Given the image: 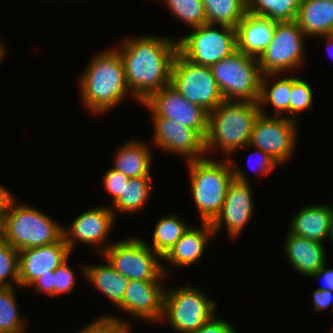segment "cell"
I'll return each instance as SVG.
<instances>
[{
	"label": "cell",
	"mask_w": 333,
	"mask_h": 333,
	"mask_svg": "<svg viewBox=\"0 0 333 333\" xmlns=\"http://www.w3.org/2000/svg\"><path fill=\"white\" fill-rule=\"evenodd\" d=\"M116 48L120 54L131 97L139 103L170 84L177 39L159 36L125 38Z\"/></svg>",
	"instance_id": "obj_1"
},
{
	"label": "cell",
	"mask_w": 333,
	"mask_h": 333,
	"mask_svg": "<svg viewBox=\"0 0 333 333\" xmlns=\"http://www.w3.org/2000/svg\"><path fill=\"white\" fill-rule=\"evenodd\" d=\"M79 78L81 102L93 114H105L131 96L116 47L95 55Z\"/></svg>",
	"instance_id": "obj_2"
},
{
	"label": "cell",
	"mask_w": 333,
	"mask_h": 333,
	"mask_svg": "<svg viewBox=\"0 0 333 333\" xmlns=\"http://www.w3.org/2000/svg\"><path fill=\"white\" fill-rule=\"evenodd\" d=\"M260 113L258 102L224 100L209 112L205 152L220 148L226 158H231L238 148L249 144Z\"/></svg>",
	"instance_id": "obj_3"
},
{
	"label": "cell",
	"mask_w": 333,
	"mask_h": 333,
	"mask_svg": "<svg viewBox=\"0 0 333 333\" xmlns=\"http://www.w3.org/2000/svg\"><path fill=\"white\" fill-rule=\"evenodd\" d=\"M13 199L1 223V237L13 248L23 249L49 245L63 237V226L47 214Z\"/></svg>",
	"instance_id": "obj_4"
},
{
	"label": "cell",
	"mask_w": 333,
	"mask_h": 333,
	"mask_svg": "<svg viewBox=\"0 0 333 333\" xmlns=\"http://www.w3.org/2000/svg\"><path fill=\"white\" fill-rule=\"evenodd\" d=\"M186 163L201 222L211 223L221 211L227 189L234 180L232 162L230 158L218 162L204 157Z\"/></svg>",
	"instance_id": "obj_5"
},
{
	"label": "cell",
	"mask_w": 333,
	"mask_h": 333,
	"mask_svg": "<svg viewBox=\"0 0 333 333\" xmlns=\"http://www.w3.org/2000/svg\"><path fill=\"white\" fill-rule=\"evenodd\" d=\"M210 69L224 100L258 102L263 74L257 58L236 49Z\"/></svg>",
	"instance_id": "obj_6"
},
{
	"label": "cell",
	"mask_w": 333,
	"mask_h": 333,
	"mask_svg": "<svg viewBox=\"0 0 333 333\" xmlns=\"http://www.w3.org/2000/svg\"><path fill=\"white\" fill-rule=\"evenodd\" d=\"M191 285L165 288L163 316L177 333H194L216 313V301Z\"/></svg>",
	"instance_id": "obj_7"
},
{
	"label": "cell",
	"mask_w": 333,
	"mask_h": 333,
	"mask_svg": "<svg viewBox=\"0 0 333 333\" xmlns=\"http://www.w3.org/2000/svg\"><path fill=\"white\" fill-rule=\"evenodd\" d=\"M101 256L129 280L163 281L167 274L160 261L163 259L147 242L136 237L112 242Z\"/></svg>",
	"instance_id": "obj_8"
},
{
	"label": "cell",
	"mask_w": 333,
	"mask_h": 333,
	"mask_svg": "<svg viewBox=\"0 0 333 333\" xmlns=\"http://www.w3.org/2000/svg\"><path fill=\"white\" fill-rule=\"evenodd\" d=\"M215 26L207 23L180 37L178 52L190 62L208 67L229 56L237 49L236 29Z\"/></svg>",
	"instance_id": "obj_9"
},
{
	"label": "cell",
	"mask_w": 333,
	"mask_h": 333,
	"mask_svg": "<svg viewBox=\"0 0 333 333\" xmlns=\"http://www.w3.org/2000/svg\"><path fill=\"white\" fill-rule=\"evenodd\" d=\"M305 38L295 20L276 22L272 39L258 58L261 73L282 75L301 67L305 58Z\"/></svg>",
	"instance_id": "obj_10"
},
{
	"label": "cell",
	"mask_w": 333,
	"mask_h": 333,
	"mask_svg": "<svg viewBox=\"0 0 333 333\" xmlns=\"http://www.w3.org/2000/svg\"><path fill=\"white\" fill-rule=\"evenodd\" d=\"M170 84L189 102L208 112L224 101L210 67L190 62L179 52L172 64Z\"/></svg>",
	"instance_id": "obj_11"
},
{
	"label": "cell",
	"mask_w": 333,
	"mask_h": 333,
	"mask_svg": "<svg viewBox=\"0 0 333 333\" xmlns=\"http://www.w3.org/2000/svg\"><path fill=\"white\" fill-rule=\"evenodd\" d=\"M297 129V121L286 116L260 113L254 123L250 142L245 148H258L282 165L290 159L295 150Z\"/></svg>",
	"instance_id": "obj_12"
},
{
	"label": "cell",
	"mask_w": 333,
	"mask_h": 333,
	"mask_svg": "<svg viewBox=\"0 0 333 333\" xmlns=\"http://www.w3.org/2000/svg\"><path fill=\"white\" fill-rule=\"evenodd\" d=\"M141 104L149 109L152 116L168 118L194 129L205 140L209 112L189 102L171 84L152 93Z\"/></svg>",
	"instance_id": "obj_13"
},
{
	"label": "cell",
	"mask_w": 333,
	"mask_h": 333,
	"mask_svg": "<svg viewBox=\"0 0 333 333\" xmlns=\"http://www.w3.org/2000/svg\"><path fill=\"white\" fill-rule=\"evenodd\" d=\"M230 162H233L234 180L227 189L221 211L210 224L214 234L218 235V231L225 223L231 239H236L250 221L254 212V203L248 177L244 171L234 166V161L230 159Z\"/></svg>",
	"instance_id": "obj_14"
},
{
	"label": "cell",
	"mask_w": 333,
	"mask_h": 333,
	"mask_svg": "<svg viewBox=\"0 0 333 333\" xmlns=\"http://www.w3.org/2000/svg\"><path fill=\"white\" fill-rule=\"evenodd\" d=\"M115 217L111 208L103 205L81 213L68 228H62L63 238L69 250L72 252L75 240H79L83 244L99 247L98 252L102 254L111 245L106 244L105 240L113 228Z\"/></svg>",
	"instance_id": "obj_15"
},
{
	"label": "cell",
	"mask_w": 333,
	"mask_h": 333,
	"mask_svg": "<svg viewBox=\"0 0 333 333\" xmlns=\"http://www.w3.org/2000/svg\"><path fill=\"white\" fill-rule=\"evenodd\" d=\"M151 118L155 128L153 142L159 149L183 155L187 162L204 158L205 140L194 129L168 118Z\"/></svg>",
	"instance_id": "obj_16"
},
{
	"label": "cell",
	"mask_w": 333,
	"mask_h": 333,
	"mask_svg": "<svg viewBox=\"0 0 333 333\" xmlns=\"http://www.w3.org/2000/svg\"><path fill=\"white\" fill-rule=\"evenodd\" d=\"M70 253L63 237L49 245L18 251L19 287L30 286L40 276L53 274Z\"/></svg>",
	"instance_id": "obj_17"
},
{
	"label": "cell",
	"mask_w": 333,
	"mask_h": 333,
	"mask_svg": "<svg viewBox=\"0 0 333 333\" xmlns=\"http://www.w3.org/2000/svg\"><path fill=\"white\" fill-rule=\"evenodd\" d=\"M161 281L129 280L119 310L147 322H160L163 316L165 288Z\"/></svg>",
	"instance_id": "obj_18"
},
{
	"label": "cell",
	"mask_w": 333,
	"mask_h": 333,
	"mask_svg": "<svg viewBox=\"0 0 333 333\" xmlns=\"http://www.w3.org/2000/svg\"><path fill=\"white\" fill-rule=\"evenodd\" d=\"M291 220L290 234L324 243L325 238H331L333 207L324 204L305 205Z\"/></svg>",
	"instance_id": "obj_19"
},
{
	"label": "cell",
	"mask_w": 333,
	"mask_h": 333,
	"mask_svg": "<svg viewBox=\"0 0 333 333\" xmlns=\"http://www.w3.org/2000/svg\"><path fill=\"white\" fill-rule=\"evenodd\" d=\"M286 236L284 250L282 251H285L284 255L297 273L309 278L327 262L326 249H324L323 243L302 238L289 232Z\"/></svg>",
	"instance_id": "obj_20"
},
{
	"label": "cell",
	"mask_w": 333,
	"mask_h": 333,
	"mask_svg": "<svg viewBox=\"0 0 333 333\" xmlns=\"http://www.w3.org/2000/svg\"><path fill=\"white\" fill-rule=\"evenodd\" d=\"M275 25L274 20L246 13L236 27L237 50L258 59L270 43Z\"/></svg>",
	"instance_id": "obj_21"
},
{
	"label": "cell",
	"mask_w": 333,
	"mask_h": 333,
	"mask_svg": "<svg viewBox=\"0 0 333 333\" xmlns=\"http://www.w3.org/2000/svg\"><path fill=\"white\" fill-rule=\"evenodd\" d=\"M201 225V228L188 227L163 259L178 268L197 263L206 250L208 241L215 235L209 222H201Z\"/></svg>",
	"instance_id": "obj_22"
},
{
	"label": "cell",
	"mask_w": 333,
	"mask_h": 333,
	"mask_svg": "<svg viewBox=\"0 0 333 333\" xmlns=\"http://www.w3.org/2000/svg\"><path fill=\"white\" fill-rule=\"evenodd\" d=\"M295 21L306 37L330 35L333 30V0H302Z\"/></svg>",
	"instance_id": "obj_23"
},
{
	"label": "cell",
	"mask_w": 333,
	"mask_h": 333,
	"mask_svg": "<svg viewBox=\"0 0 333 333\" xmlns=\"http://www.w3.org/2000/svg\"><path fill=\"white\" fill-rule=\"evenodd\" d=\"M114 158V166L111 168L127 177H152V155L146 142L131 139L119 148Z\"/></svg>",
	"instance_id": "obj_24"
},
{
	"label": "cell",
	"mask_w": 333,
	"mask_h": 333,
	"mask_svg": "<svg viewBox=\"0 0 333 333\" xmlns=\"http://www.w3.org/2000/svg\"><path fill=\"white\" fill-rule=\"evenodd\" d=\"M106 262L107 264L84 265L82 271L89 283L118 307L123 301L129 279Z\"/></svg>",
	"instance_id": "obj_25"
},
{
	"label": "cell",
	"mask_w": 333,
	"mask_h": 333,
	"mask_svg": "<svg viewBox=\"0 0 333 333\" xmlns=\"http://www.w3.org/2000/svg\"><path fill=\"white\" fill-rule=\"evenodd\" d=\"M274 76L279 74H265L261 78L260 96H259V110L261 114L267 115L264 111L265 105H271L275 114L273 116H283L286 112L289 113V102L292 91V77H284L278 79L270 87L268 80L270 77L274 79Z\"/></svg>",
	"instance_id": "obj_26"
},
{
	"label": "cell",
	"mask_w": 333,
	"mask_h": 333,
	"mask_svg": "<svg viewBox=\"0 0 333 333\" xmlns=\"http://www.w3.org/2000/svg\"><path fill=\"white\" fill-rule=\"evenodd\" d=\"M208 24L236 29L246 15V0H202Z\"/></svg>",
	"instance_id": "obj_27"
},
{
	"label": "cell",
	"mask_w": 333,
	"mask_h": 333,
	"mask_svg": "<svg viewBox=\"0 0 333 333\" xmlns=\"http://www.w3.org/2000/svg\"><path fill=\"white\" fill-rule=\"evenodd\" d=\"M152 177L130 178L124 186L122 195L110 207L114 214L116 210L119 213H134L143 209L147 203L152 188Z\"/></svg>",
	"instance_id": "obj_28"
},
{
	"label": "cell",
	"mask_w": 333,
	"mask_h": 333,
	"mask_svg": "<svg viewBox=\"0 0 333 333\" xmlns=\"http://www.w3.org/2000/svg\"><path fill=\"white\" fill-rule=\"evenodd\" d=\"M188 227L175 214L162 217L158 220L154 228L152 246H148L163 259L175 243L179 241Z\"/></svg>",
	"instance_id": "obj_29"
},
{
	"label": "cell",
	"mask_w": 333,
	"mask_h": 333,
	"mask_svg": "<svg viewBox=\"0 0 333 333\" xmlns=\"http://www.w3.org/2000/svg\"><path fill=\"white\" fill-rule=\"evenodd\" d=\"M302 0H246V13L276 22L296 20Z\"/></svg>",
	"instance_id": "obj_30"
},
{
	"label": "cell",
	"mask_w": 333,
	"mask_h": 333,
	"mask_svg": "<svg viewBox=\"0 0 333 333\" xmlns=\"http://www.w3.org/2000/svg\"><path fill=\"white\" fill-rule=\"evenodd\" d=\"M17 307L15 287H0V333L25 331V322Z\"/></svg>",
	"instance_id": "obj_31"
},
{
	"label": "cell",
	"mask_w": 333,
	"mask_h": 333,
	"mask_svg": "<svg viewBox=\"0 0 333 333\" xmlns=\"http://www.w3.org/2000/svg\"><path fill=\"white\" fill-rule=\"evenodd\" d=\"M173 16L191 28L207 24L202 0H163Z\"/></svg>",
	"instance_id": "obj_32"
},
{
	"label": "cell",
	"mask_w": 333,
	"mask_h": 333,
	"mask_svg": "<svg viewBox=\"0 0 333 333\" xmlns=\"http://www.w3.org/2000/svg\"><path fill=\"white\" fill-rule=\"evenodd\" d=\"M19 286L18 250L0 237V287Z\"/></svg>",
	"instance_id": "obj_33"
},
{
	"label": "cell",
	"mask_w": 333,
	"mask_h": 333,
	"mask_svg": "<svg viewBox=\"0 0 333 333\" xmlns=\"http://www.w3.org/2000/svg\"><path fill=\"white\" fill-rule=\"evenodd\" d=\"M313 91L309 83L299 77L292 76V91L289 102V119L297 121V115L305 109L313 108ZM295 116V117H294Z\"/></svg>",
	"instance_id": "obj_34"
},
{
	"label": "cell",
	"mask_w": 333,
	"mask_h": 333,
	"mask_svg": "<svg viewBox=\"0 0 333 333\" xmlns=\"http://www.w3.org/2000/svg\"><path fill=\"white\" fill-rule=\"evenodd\" d=\"M91 322L76 333H131L129 324L114 315L101 316Z\"/></svg>",
	"instance_id": "obj_35"
},
{
	"label": "cell",
	"mask_w": 333,
	"mask_h": 333,
	"mask_svg": "<svg viewBox=\"0 0 333 333\" xmlns=\"http://www.w3.org/2000/svg\"><path fill=\"white\" fill-rule=\"evenodd\" d=\"M75 274L68 265V260L62 263L55 271L52 276V297L57 294L68 293L73 290L76 284Z\"/></svg>",
	"instance_id": "obj_36"
},
{
	"label": "cell",
	"mask_w": 333,
	"mask_h": 333,
	"mask_svg": "<svg viewBox=\"0 0 333 333\" xmlns=\"http://www.w3.org/2000/svg\"><path fill=\"white\" fill-rule=\"evenodd\" d=\"M129 179V177L113 168L105 172L103 185L107 193L111 195L112 203L122 195L123 188L128 183Z\"/></svg>",
	"instance_id": "obj_37"
},
{
	"label": "cell",
	"mask_w": 333,
	"mask_h": 333,
	"mask_svg": "<svg viewBox=\"0 0 333 333\" xmlns=\"http://www.w3.org/2000/svg\"><path fill=\"white\" fill-rule=\"evenodd\" d=\"M217 314L194 333H238L235 328L224 319H217Z\"/></svg>",
	"instance_id": "obj_38"
},
{
	"label": "cell",
	"mask_w": 333,
	"mask_h": 333,
	"mask_svg": "<svg viewBox=\"0 0 333 333\" xmlns=\"http://www.w3.org/2000/svg\"><path fill=\"white\" fill-rule=\"evenodd\" d=\"M256 151L252 154H255L256 156H258V160L256 159L255 161H257L258 163H256V165H258V168H255L254 172H256L258 175L261 176H267L269 175V173H271V171H273V169L277 166H279L278 163H276L267 153L263 152L262 150L255 148ZM249 166L252 167L253 170V166L254 165H250L251 160L247 161ZM257 167V166H256Z\"/></svg>",
	"instance_id": "obj_39"
},
{
	"label": "cell",
	"mask_w": 333,
	"mask_h": 333,
	"mask_svg": "<svg viewBox=\"0 0 333 333\" xmlns=\"http://www.w3.org/2000/svg\"><path fill=\"white\" fill-rule=\"evenodd\" d=\"M314 310L321 312L333 304V291L316 289L312 293Z\"/></svg>",
	"instance_id": "obj_40"
},
{
	"label": "cell",
	"mask_w": 333,
	"mask_h": 333,
	"mask_svg": "<svg viewBox=\"0 0 333 333\" xmlns=\"http://www.w3.org/2000/svg\"><path fill=\"white\" fill-rule=\"evenodd\" d=\"M325 263L317 272L313 273L309 278L319 279L324 282V286L318 288L323 291H333V268H327Z\"/></svg>",
	"instance_id": "obj_41"
},
{
	"label": "cell",
	"mask_w": 333,
	"mask_h": 333,
	"mask_svg": "<svg viewBox=\"0 0 333 333\" xmlns=\"http://www.w3.org/2000/svg\"><path fill=\"white\" fill-rule=\"evenodd\" d=\"M52 276L53 274L40 276L30 286L34 287L33 289L36 293H47L52 297Z\"/></svg>",
	"instance_id": "obj_42"
},
{
	"label": "cell",
	"mask_w": 333,
	"mask_h": 333,
	"mask_svg": "<svg viewBox=\"0 0 333 333\" xmlns=\"http://www.w3.org/2000/svg\"><path fill=\"white\" fill-rule=\"evenodd\" d=\"M12 193L0 184V222L2 223L11 201L14 199Z\"/></svg>",
	"instance_id": "obj_43"
},
{
	"label": "cell",
	"mask_w": 333,
	"mask_h": 333,
	"mask_svg": "<svg viewBox=\"0 0 333 333\" xmlns=\"http://www.w3.org/2000/svg\"><path fill=\"white\" fill-rule=\"evenodd\" d=\"M321 38H325V40H327V43H326V48L328 50V53L330 54V56H332L333 58V51H331L333 48V37L331 35H327V36H321ZM332 48V49H331Z\"/></svg>",
	"instance_id": "obj_44"
},
{
	"label": "cell",
	"mask_w": 333,
	"mask_h": 333,
	"mask_svg": "<svg viewBox=\"0 0 333 333\" xmlns=\"http://www.w3.org/2000/svg\"><path fill=\"white\" fill-rule=\"evenodd\" d=\"M5 47L6 46H4L2 44V42L0 41V64H1V61L4 59V55L6 54V48Z\"/></svg>",
	"instance_id": "obj_45"
},
{
	"label": "cell",
	"mask_w": 333,
	"mask_h": 333,
	"mask_svg": "<svg viewBox=\"0 0 333 333\" xmlns=\"http://www.w3.org/2000/svg\"><path fill=\"white\" fill-rule=\"evenodd\" d=\"M331 240V242H332V244H333V220H332V233H331V238H330Z\"/></svg>",
	"instance_id": "obj_46"
}]
</instances>
